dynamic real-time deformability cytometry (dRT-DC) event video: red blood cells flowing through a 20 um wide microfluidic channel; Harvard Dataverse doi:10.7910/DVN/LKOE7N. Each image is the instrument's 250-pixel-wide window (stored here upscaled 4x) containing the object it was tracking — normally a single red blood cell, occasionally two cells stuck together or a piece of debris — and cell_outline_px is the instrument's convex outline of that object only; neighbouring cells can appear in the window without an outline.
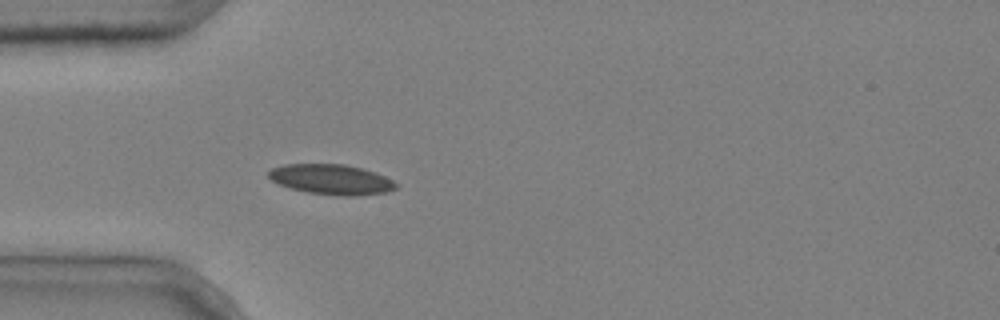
{"species": "common noctule bat (a hibernating species)", "species_latin": "Nyctalus noctula", "temperature_condition": "cold", "stored_images_in_passage": 4, "camera_frame_rate_fps": 3000, "um_per_image_px": 0.085, "animal": {"sex": "male", "body_mass_g": 20.4}, "frame": {"image": 1, "passage_image": 4, "time_ms": 1.0, "image_size_px": [1000, 320], "cell_outline_px": [[400, 184], [396, 188], [388, 192], [360, 196], [344, 196], [308, 192], [292, 188], [280, 184], [272, 180], [268, 176], [268, 172], [272, 168], [284, 164], [344, 164], [376, 172]], "centroid_in_image_um": [28.22, 15.25], "position_along_channel_um": 56.8, "area_um2": 22.37}}